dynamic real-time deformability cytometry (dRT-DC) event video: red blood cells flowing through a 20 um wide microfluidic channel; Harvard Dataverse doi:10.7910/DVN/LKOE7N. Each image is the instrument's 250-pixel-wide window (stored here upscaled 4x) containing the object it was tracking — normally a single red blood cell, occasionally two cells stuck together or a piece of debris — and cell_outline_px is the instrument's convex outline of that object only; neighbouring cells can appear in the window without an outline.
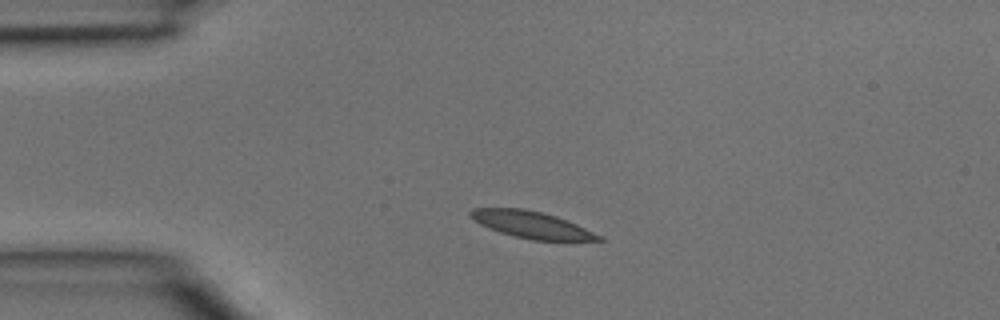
{"species": "common noctule bat (a hibernating species)", "species_latin": "Nyctalus noctula", "temperature_condition": "room temperature", "stored_images_in_passage": 32, "camera_frame_rate_fps": 3000, "um_per_image_px": 0.085, "animal": {"sex": "male", "body_mass_g": 15.6}, "frame": {"image": 1, "passage_image": 1, "time_ms": 0.0, "image_size_px": [1000, 320], "cell_outline_px": [[604, 240], [532, 240], [500, 232], [488, 228], [480, 224], [468, 216], [468, 212], [472, 208], [520, 208], [544, 212], [556, 216], [576, 224], [604, 236]], "centroid_in_image_um": [45.16, 19.09], "position_along_channel_um": 39.8, "area_um2": 20.0}}
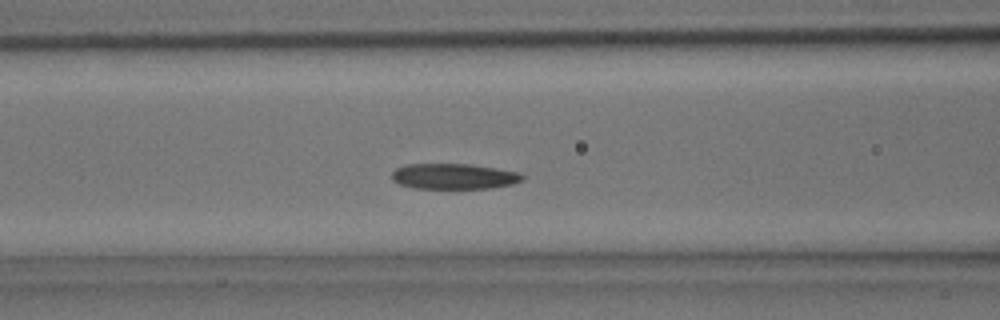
{"frame": {"image": 2, "passage_image": 8, "time_ms": 2.333, "image_size_px": [1000, 320], "cell_outline_px": [[524, 180], [512, 184], [492, 188], [412, 188], [400, 184], [392, 180], [392, 172], [396, 168], [404, 164], [472, 164], [520, 172], [524, 176]], "centroid_in_image_um": [38.59, 14.98], "position_along_channel_um": 128.0, "area_um2": 19.59}}
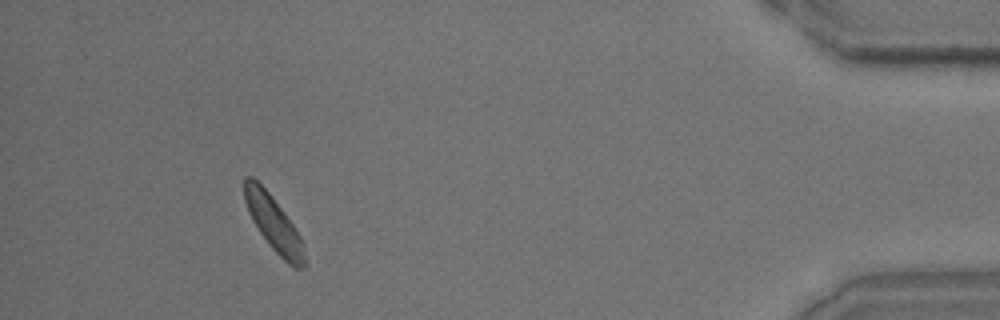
{"frame": {"image": 3, "passage_image": 29, "time_ms": 9.333, "image_size_px": [1000, 320], "cell_outline_px": [[304, 268], [292, 268], [268, 244], [252, 220], [248, 212], [244, 200], [244, 176], [252, 176], [268, 192], [284, 212], [300, 236], [304, 256]], "centroid_in_image_um": [23.22, 18.99], "position_along_channel_um": 412.0, "area_um2": 18.84}}